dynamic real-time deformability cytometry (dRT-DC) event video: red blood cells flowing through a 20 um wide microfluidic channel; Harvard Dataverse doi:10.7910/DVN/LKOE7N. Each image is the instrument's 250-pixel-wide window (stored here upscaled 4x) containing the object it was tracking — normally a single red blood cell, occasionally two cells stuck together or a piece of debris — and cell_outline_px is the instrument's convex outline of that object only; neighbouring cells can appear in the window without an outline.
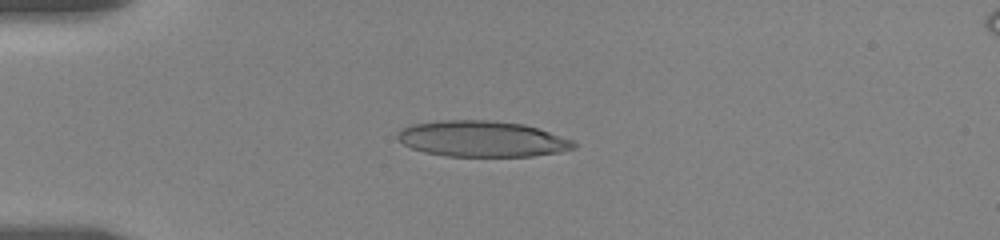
{"species": "human", "species_latin": "Homo sapiens", "temperature_condition": "room temperature", "stored_images_in_passage": 18, "camera_frame_rate_fps": 3000, "um_per_image_px": 0.085, "donor": {"sex": "female"}, "frame": {"image": 1, "passage_image": 6, "time_ms": 4.0, "image_size_px": [1000, 240], "cell_outline_px": [[576, 148], [560, 152], [532, 156], [444, 156], [424, 152], [412, 148], [404, 144], [396, 136], [396, 132], [400, 128], [412, 124], [440, 120], [492, 120], [524, 124], [572, 140], [576, 144]], "centroid_in_image_um": [40.94, 11.8], "position_along_channel_um": 44.1, "area_um2": 36.93}}
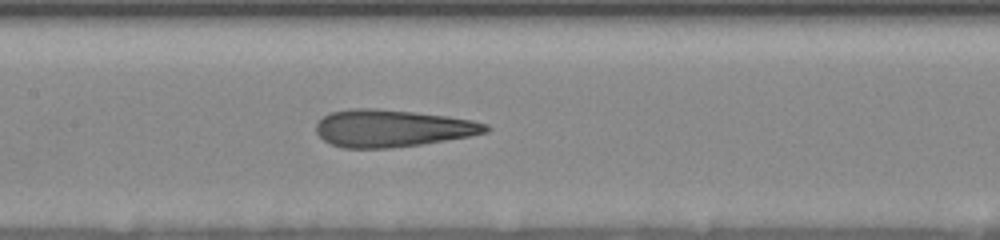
{"frame": {"image": 2, "passage_image": 12, "time_ms": 8.333, "image_size_px": [1000, 240], "cell_outline_px": [[492, 128], [488, 132], [468, 136], [420, 144], [392, 148], [344, 148], [332, 144], [324, 140], [316, 132], [316, 124], [328, 112], [352, 108], [380, 108], [448, 116], [472, 120], [488, 124]], "centroid_in_image_um": [33.33, 10.89], "position_along_channel_um": 174.1, "area_um2": 36.88}}
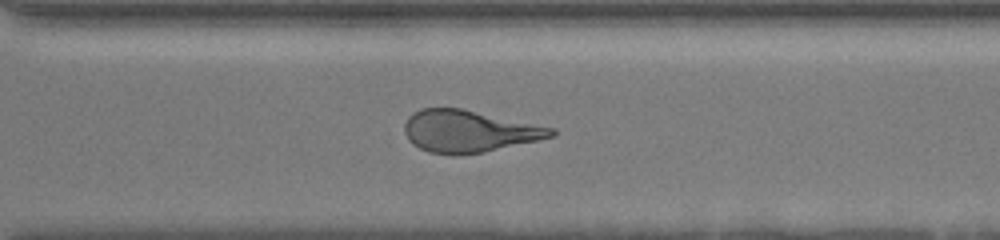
{"frame": {"image": 3, "passage_image": 18, "time_ms": 12.667, "image_size_px": [1000, 240], "cell_outline_px": [[556, 136], [484, 152], [460, 156], [452, 156], [428, 152], [412, 144], [408, 140], [404, 132], [404, 124], [408, 116], [412, 112], [420, 108], [460, 108], [556, 128]], "centroid_in_image_um": [39.83, 11.17], "position_along_channel_um": 330.8, "area_um2": 36.3}}